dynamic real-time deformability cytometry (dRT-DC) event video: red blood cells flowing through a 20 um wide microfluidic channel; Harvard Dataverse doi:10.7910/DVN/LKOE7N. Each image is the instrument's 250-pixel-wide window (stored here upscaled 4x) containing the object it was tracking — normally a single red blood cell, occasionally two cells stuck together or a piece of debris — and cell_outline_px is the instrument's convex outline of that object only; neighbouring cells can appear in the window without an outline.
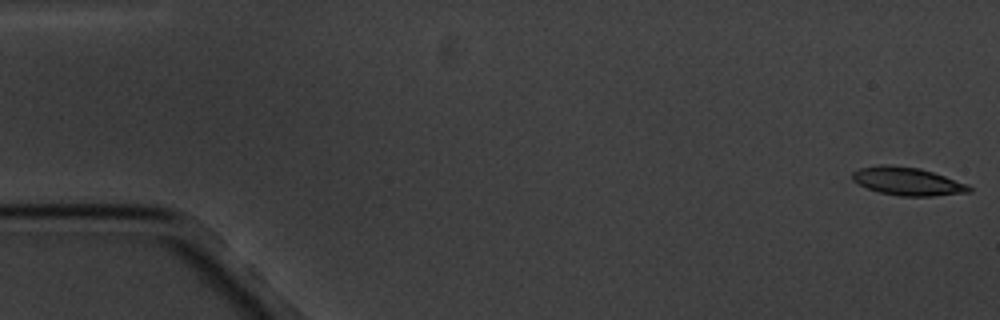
{"species": "common noctule bat (a hibernating species)", "species_latin": "Nyctalus noctula", "temperature_condition": "cold", "stored_images_in_passage": 17, "camera_frame_rate_fps": 3000, "um_per_image_px": 0.085, "animal": {"sex": "male", "body_mass_g": 20.1, "forearm_length_mm": 53.5}, "frame": {"image": 1, "passage_image": 1, "time_ms": 0.0, "image_size_px": [1000, 320], "cell_outline_px": [[972, 192], [932, 196], [900, 196], [880, 192], [868, 188], [852, 180], [852, 172], [860, 168], [880, 164], [888, 164], [920, 168], [968, 184], [972, 188]], "centroid_in_image_um": [77.14, 15.41], "position_along_channel_um": 7.9, "area_um2": 19.07}}
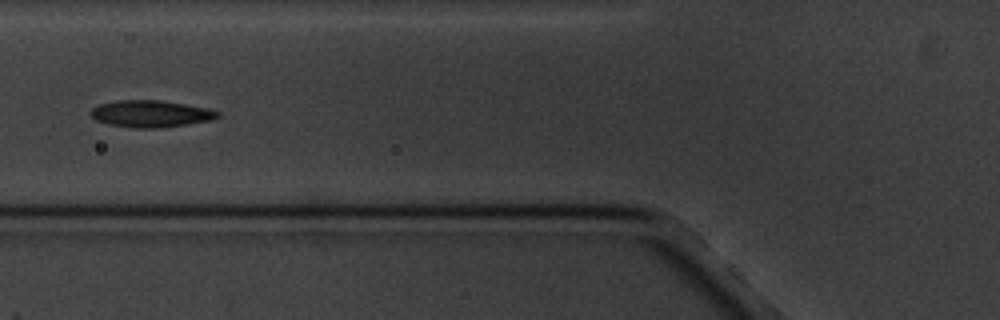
{"frame": {"image": 2, "passage_image": 7, "time_ms": 7.0, "image_size_px": [1000, 320], "cell_outline_px": [[220, 116], [212, 120], [188, 124], [156, 128], [132, 128], [108, 124], [96, 120], [88, 112], [92, 108], [100, 104], [116, 100], [160, 100], [208, 108], [220, 112]], "centroid_in_image_um": [12.8, 9.67], "position_along_channel_um": 113.0, "area_um2": 19.94}}
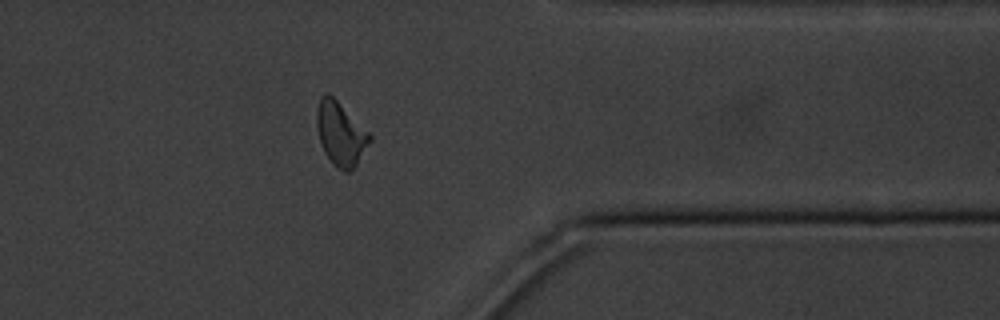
{"frame": {"image": 3, "passage_image": 14, "time_ms": 15.333, "image_size_px": [1000, 320], "cell_outline_px": [[372, 140], [356, 164], [348, 172], [344, 172], [332, 164], [324, 152], [320, 140], [316, 124], [316, 108], [320, 96], [328, 92], [372, 136]], "centroid_in_image_um": [28.92, 11.37], "position_along_channel_um": 382.5, "area_um2": 19.36}, "authors_computed_cell_mechanics": {"area_um2": 19.074, "velocity_mm_per_s": 3.3813, "shape_relaxation_time_tau1_ms": 3.473, "shape_relaxation_time_tau2_ms": 4.3615, "deformation_change_tau1": 0.1326, "deformation_change_tau2": 0.0937}}